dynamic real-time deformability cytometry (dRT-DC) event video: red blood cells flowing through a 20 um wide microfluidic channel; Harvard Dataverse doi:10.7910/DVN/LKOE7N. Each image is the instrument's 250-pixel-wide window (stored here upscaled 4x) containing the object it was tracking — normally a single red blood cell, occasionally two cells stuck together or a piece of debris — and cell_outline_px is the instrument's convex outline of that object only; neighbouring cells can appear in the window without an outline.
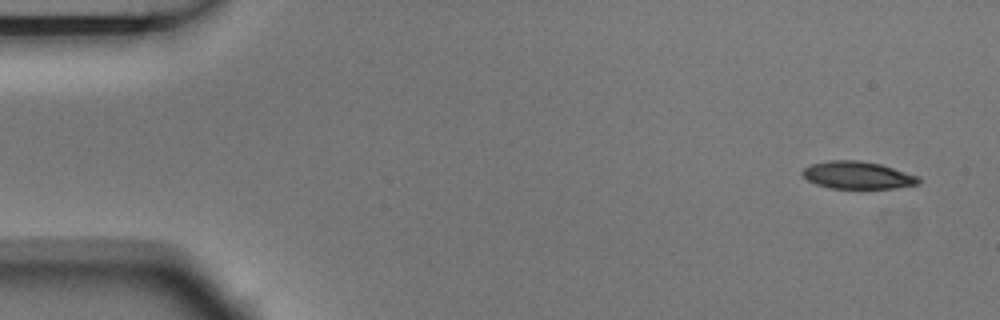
{"species": "Egyptian fruit bat (a non-hibernating species)", "species_latin": "Rousettus aegyptiacus", "temperature_condition": "room temperature", "stored_images_in_passage": 5, "camera_frame_rate_fps": 3000, "um_per_image_px": 0.085, "animal": {"sex": "male"}, "frame": {"image": 1, "passage_image": 1, "time_ms": 0.0, "image_size_px": [1000, 320], "cell_outline_px": [[920, 180], [916, 184], [896, 188], [828, 188], [816, 184], [808, 180], [800, 172], [804, 168], [812, 164], [828, 160], [860, 160], [880, 164], [920, 176]], "centroid_in_image_um": [72.88, 14.88], "position_along_channel_um": 12.1, "area_um2": 18.55}}
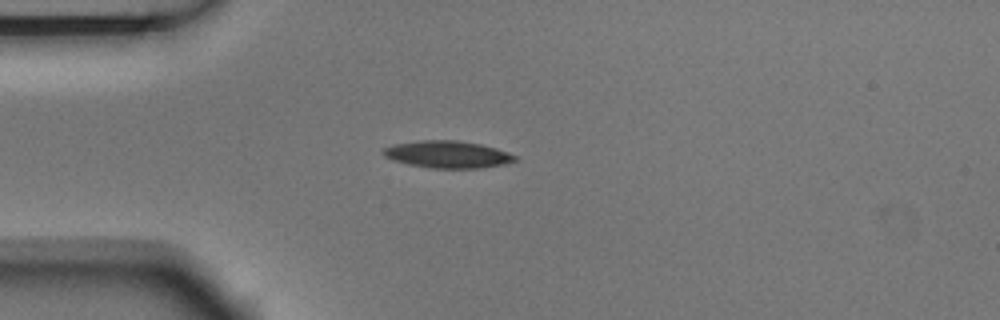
{"frame": {"image": 2, "passage_image": 4, "time_ms": 1.0, "image_size_px": [1000, 320], "cell_outline_px": [[516, 160], [504, 164], [480, 168], [428, 168], [408, 164], [392, 160], [384, 156], [380, 152], [384, 148], [392, 144], [420, 140], [460, 140], [480, 144], [496, 148], [508, 152], [516, 156]], "centroid_in_image_um": [38.0, 13.12], "position_along_channel_um": 47.0, "area_um2": 20.98}}